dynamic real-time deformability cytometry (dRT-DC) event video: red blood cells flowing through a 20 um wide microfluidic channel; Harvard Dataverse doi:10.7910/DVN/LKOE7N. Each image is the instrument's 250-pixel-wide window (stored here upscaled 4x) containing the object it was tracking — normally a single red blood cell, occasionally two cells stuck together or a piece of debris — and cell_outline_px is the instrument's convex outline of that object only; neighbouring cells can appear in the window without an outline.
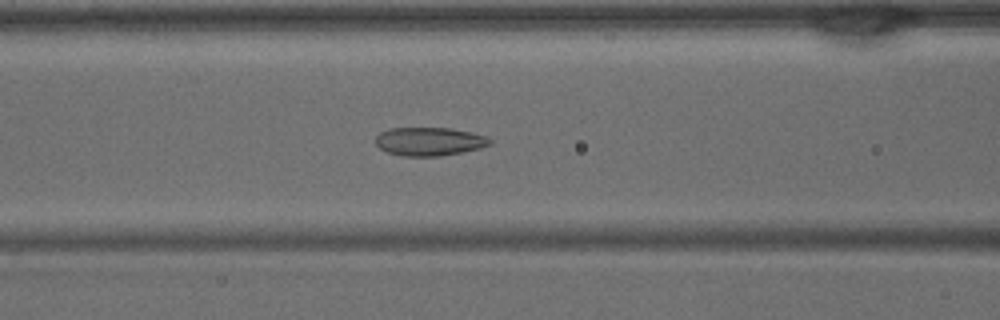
{"species": "common noctule bat (a hibernating species)", "species_latin": "Nyctalus noctula", "temperature_condition": "warm", "stored_images_in_passage": 38, "camera_frame_rate_fps": 3000, "um_per_image_px": 0.085, "animal": {"sex": "male", "body_mass_g": 15.6}, "frame": {"image": 1, "passage_image": 13, "time_ms": 4.0, "image_size_px": [1000, 320], "cell_outline_px": [[492, 144], [480, 148], [464, 152], [440, 156], [400, 156], [388, 152], [380, 148], [376, 144], [376, 136], [380, 132], [388, 128], [448, 128], [468, 132], [484, 136], [492, 140]], "centroid_in_image_um": [36.47, 12.03], "position_along_channel_um": 130.1, "area_um2": 18.9}}
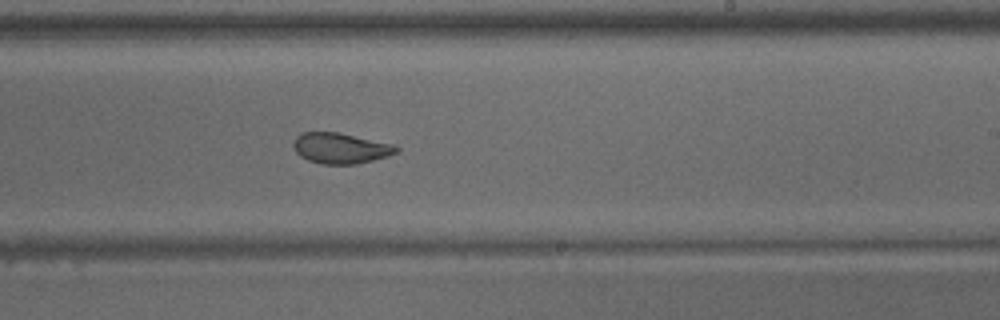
{"frame": {"image": 2, "passage_image": 21, "time_ms": 6.667, "image_size_px": [1000, 320], "cell_outline_px": [[400, 152], [388, 156], [356, 164], [324, 164], [308, 160], [300, 156], [296, 152], [292, 144], [296, 136], [300, 132], [336, 132], [392, 144], [400, 148]], "centroid_in_image_um": [28.93, 12.6], "position_along_channel_um": 260.1, "area_um2": 18.32}}
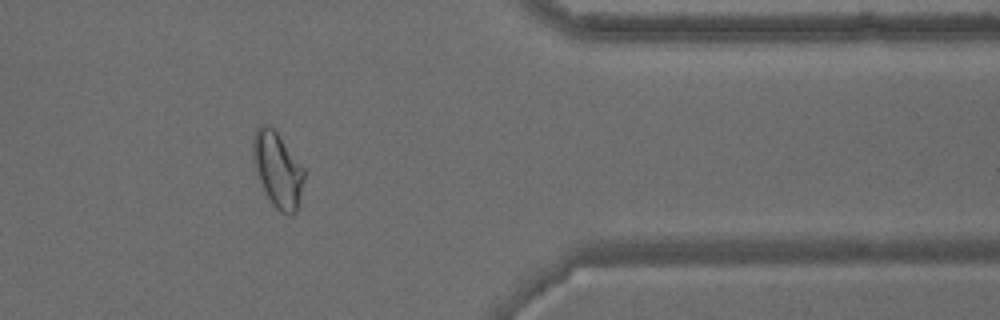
{"frame": {"image": 3, "passage_image": 30, "time_ms": 9.667, "image_size_px": [1000, 320], "cell_outline_px": [[304, 180], [300, 204], [296, 212], [292, 216], [280, 212], [276, 208], [268, 196], [256, 172], [252, 156], [252, 140], [256, 128], [260, 124], [268, 124], [280, 136], [304, 168]], "centroid_in_image_um": [23.61, 14.42], "position_along_channel_um": 387.8, "area_um2": 22.43}}